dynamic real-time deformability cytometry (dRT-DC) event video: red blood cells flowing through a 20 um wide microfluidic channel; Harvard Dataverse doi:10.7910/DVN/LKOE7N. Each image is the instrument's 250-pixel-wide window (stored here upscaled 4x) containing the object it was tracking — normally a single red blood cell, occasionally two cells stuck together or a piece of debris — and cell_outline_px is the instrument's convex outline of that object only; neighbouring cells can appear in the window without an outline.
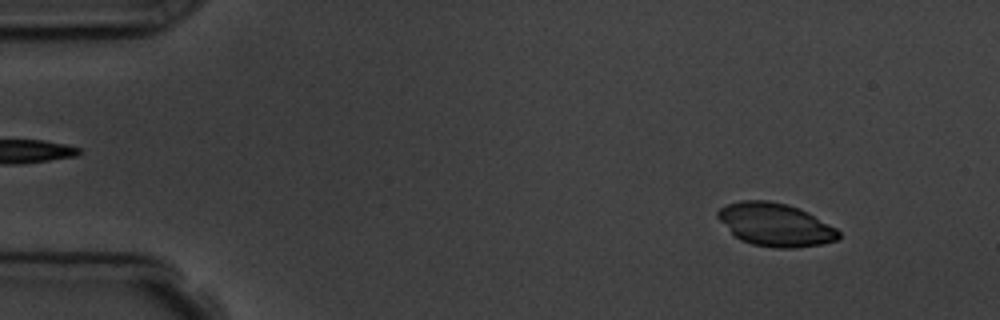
{"species": "common noctule bat (a hibernating species)", "species_latin": "Nyctalus noctula", "temperature_condition": "room temperature", "stored_images_in_passage": 5, "camera_frame_rate_fps": 3000, "um_per_image_px": 0.085, "animal": {"sex": "male", "body_mass_g": 19.5, "forearm_length_mm": 54.6}, "frame": {"image": 1, "passage_image": 1, "time_ms": 0.0, "image_size_px": [1000, 320], "cell_outline_px": [[840, 236], [836, 240], [824, 244], [796, 248], [776, 248], [752, 244], [740, 240], [716, 216], [716, 212], [720, 208], [728, 204], [740, 200], [768, 200], [788, 204], [808, 212], [836, 228], [840, 232]], "centroid_in_image_um": [65.92, 19.09], "position_along_channel_um": 19.1, "area_um2": 30.29}}